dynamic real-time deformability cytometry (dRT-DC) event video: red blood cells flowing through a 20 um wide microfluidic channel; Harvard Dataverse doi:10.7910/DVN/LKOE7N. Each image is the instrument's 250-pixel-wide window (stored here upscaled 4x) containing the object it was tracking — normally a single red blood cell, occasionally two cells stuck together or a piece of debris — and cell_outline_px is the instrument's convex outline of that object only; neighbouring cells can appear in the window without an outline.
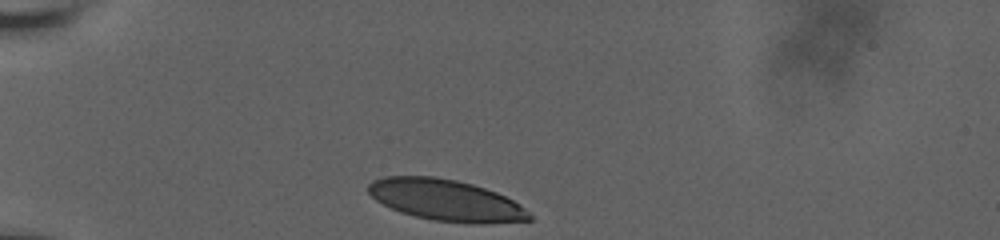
{"species": "human", "species_latin": "Homo sapiens", "temperature_condition": "room temperature", "stored_images_in_passage": 36, "camera_frame_rate_fps": 3000, "um_per_image_px": 0.085, "donor": {"sex": "male"}, "frame": {"image": 1, "passage_image": 1, "time_ms": 0.0, "image_size_px": [1000, 240], "cell_outline_px": [[532, 220], [484, 224], [468, 224], [432, 220], [400, 212], [376, 200], [368, 192], [368, 184], [372, 180], [384, 176], [436, 176], [456, 180], [472, 184], [496, 192], [520, 204], [532, 216]], "centroid_in_image_um": [37.9, 17.02], "position_along_channel_um": 47.1, "area_um2": 38.9}}
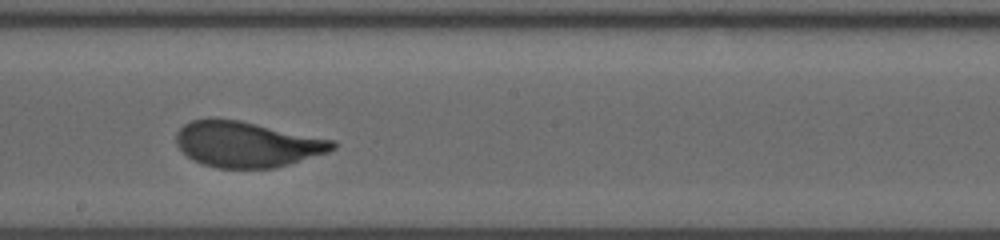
{"frame": {"image": 2, "passage_image": 19, "time_ms": 6.0, "image_size_px": [1000, 240], "cell_outline_px": [[336, 148], [328, 152], [276, 168], [216, 168], [192, 160], [176, 144], [176, 132], [184, 124], [192, 120], [208, 116], [240, 120], [336, 140]], "centroid_in_image_um": [20.98, 12.24], "position_along_channel_um": 227.2, "area_um2": 42.08}}
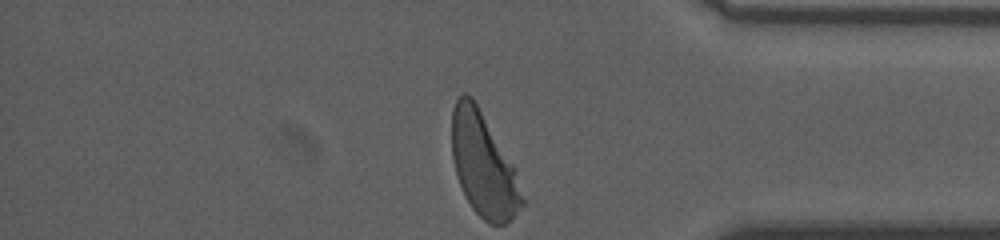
{"frame": {"image": 3, "passage_image": 36, "time_ms": 11.0, "image_size_px": [1000, 240], "cell_outline_px": [[524, 204], [504, 224], [488, 224], [472, 208], [464, 196], [456, 172], [452, 156], [452, 108], [456, 100], [464, 92], [472, 96], [516, 168], [524, 200]], "centroid_in_image_um": [41.09, 14.0], "position_along_channel_um": 394.1, "area_um2": 42.25}, "authors_computed_cell_mechanics": {"area_um2": 41.9339, "velocity_mm_per_s": 3.6312, "shape_relaxation_time_tau1_ms": 3.1859, "shape_relaxation_time_tau2_ms": null, "deformation_change_tau1": 0.164, "deformation_change_tau2": null}}